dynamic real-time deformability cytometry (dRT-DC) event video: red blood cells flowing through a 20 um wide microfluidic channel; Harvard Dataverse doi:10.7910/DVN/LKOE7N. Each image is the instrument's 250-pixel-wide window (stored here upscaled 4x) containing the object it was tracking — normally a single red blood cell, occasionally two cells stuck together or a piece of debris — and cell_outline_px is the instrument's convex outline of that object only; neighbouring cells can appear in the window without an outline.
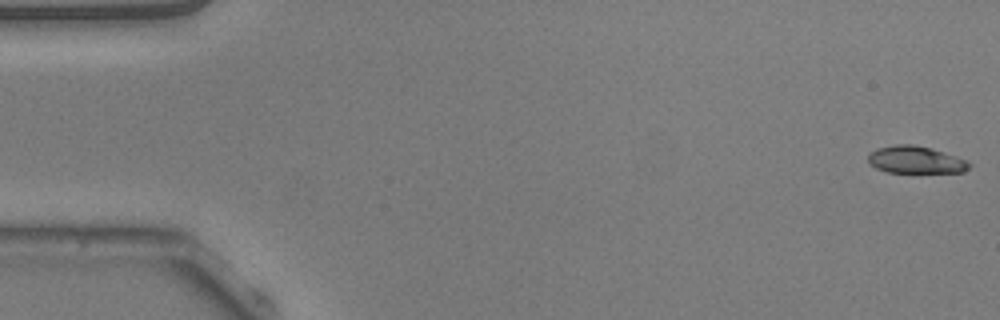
{"species": "common noctule bat (a hibernating species)", "species_latin": "Nyctalus noctula", "temperature_condition": "warm", "stored_images_in_passage": 53, "camera_frame_rate_fps": 3000, "um_per_image_px": 0.085, "animal": {"sex": "male", "body_mass_g": 20.5, "forearm_length_mm": 52.5}, "frame": {"image": 1, "passage_image": 1, "time_ms": 0.0, "image_size_px": [1000, 320], "cell_outline_px": [[972, 164], [964, 172], [888, 172], [876, 168], [868, 164], [868, 156], [876, 148], [896, 144], [912, 144], [932, 148], [968, 160]], "centroid_in_image_um": [77.83, 13.58], "position_along_channel_um": 7.2, "area_um2": 16.13}}
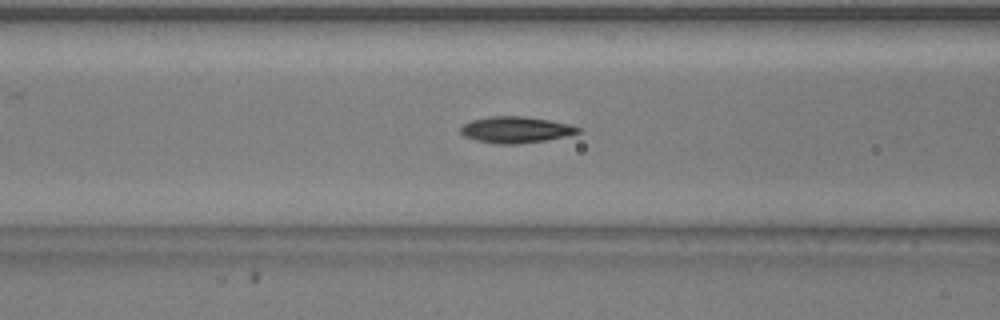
{"frame": {"image": 2, "passage_image": 21, "time_ms": 6.667, "image_size_px": [1000, 320], "cell_outline_px": [[580, 132], [568, 136], [544, 140], [516, 144], [496, 144], [476, 140], [464, 136], [460, 132], [460, 128], [464, 124], [472, 120], [488, 116], [524, 116], [548, 120], [568, 124], [580, 128]], "centroid_in_image_um": [43.82, 11.03], "position_along_channel_um": 122.8, "area_um2": 17.92}}
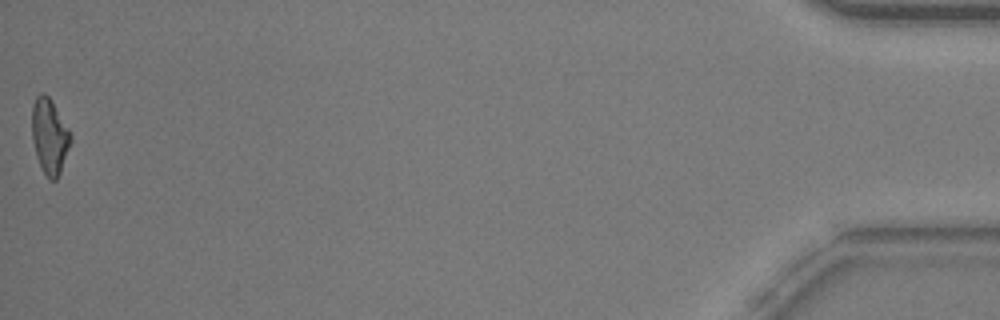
{"frame": {"image": 3, "passage_image": 53, "time_ms": 17.333, "image_size_px": [1000, 320], "cell_outline_px": [[72, 140], [60, 172], [56, 180], [48, 180], [36, 156], [32, 140], [32, 104], [36, 96], [40, 92], [44, 92], [52, 100], [68, 128], [72, 136]], "centroid_in_image_um": [4.2, 11.55], "position_along_channel_um": 431.0, "area_um2": 17.05}, "authors_computed_cell_mechanics": {"area_um2": 17.2822, "velocity_mm_per_s": 3.8329, "shape_relaxation_time_tau1_ms": 3.3633, "shape_relaxation_time_tau2_ms": 2.8205, "deformation_change_tau1": 0.1717, "deformation_change_tau2": 0.0769}}